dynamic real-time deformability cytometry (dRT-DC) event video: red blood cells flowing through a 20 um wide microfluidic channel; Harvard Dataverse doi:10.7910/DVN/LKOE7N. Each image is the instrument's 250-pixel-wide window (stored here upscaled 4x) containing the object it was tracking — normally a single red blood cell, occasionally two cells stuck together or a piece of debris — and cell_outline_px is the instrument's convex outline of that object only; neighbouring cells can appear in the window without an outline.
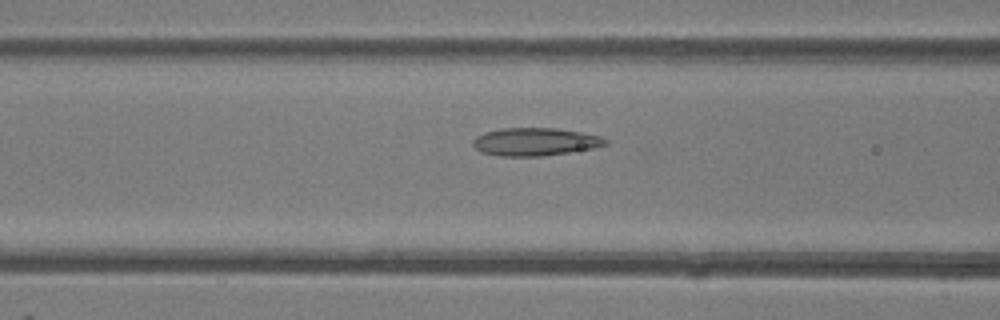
{"species": "common noctule bat (a hibernating species)", "species_latin": "Nyctalus noctula", "temperature_condition": "room temperature", "stored_images_in_passage": 33, "camera_frame_rate_fps": 3000, "um_per_image_px": 0.085, "animal": {"sex": "female"}, "frame": {"image": 1, "passage_image": 10, "time_ms": 3.0, "image_size_px": [1000, 320], "cell_outline_px": [[608, 144], [596, 148], [544, 156], [500, 156], [480, 152], [472, 144], [472, 140], [476, 136], [484, 132], [500, 128], [556, 128], [580, 132], [600, 136], [608, 140]], "centroid_in_image_um": [45.48, 12.05], "position_along_channel_um": 121.1, "area_um2": 21.73}}
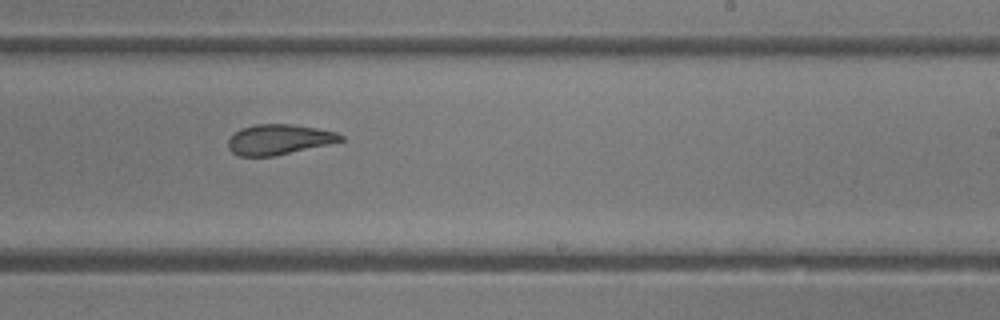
{"frame": {"image": 2, "passage_image": 20, "time_ms": 6.333, "image_size_px": [1000, 320], "cell_outline_px": [[344, 140], [328, 144], [272, 156], [240, 156], [232, 152], [228, 148], [228, 140], [240, 128], [256, 124], [292, 124], [316, 128], [336, 132], [344, 136]], "centroid_in_image_um": [23.7, 11.85], "position_along_channel_um": 265.3, "area_um2": 19.59}}
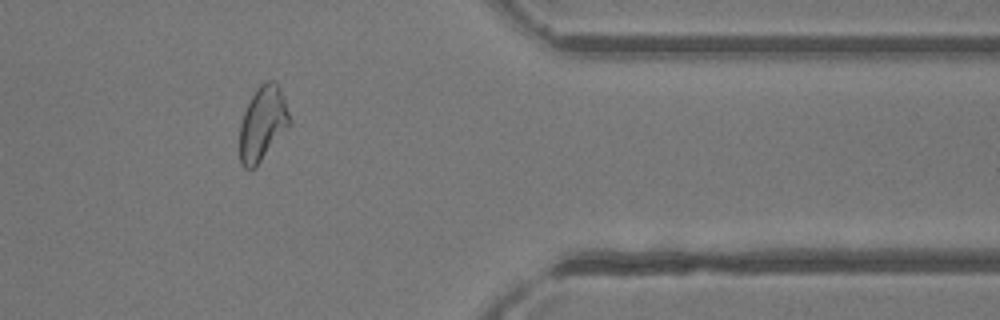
{"frame": {"image": 3, "passage_image": 30, "time_ms": 9.667, "image_size_px": [1000, 320], "cell_outline_px": [[292, 120], [256, 168], [244, 168], [240, 164], [240, 124], [244, 112], [256, 88], [260, 84], [268, 80], [276, 80], [284, 96]], "centroid_in_image_um": [22.33, 10.48], "position_along_channel_um": 389.1, "area_um2": 21.56}, "authors_computed_cell_mechanics": {"area_um2": 21.2704, "velocity_mm_per_s": 4.3331, "shape_relaxation_time_tau1_ms": null, "shape_relaxation_time_tau2_ms": 1.9533, "deformation_change_tau1": null, "deformation_change_tau2": 0.093}}